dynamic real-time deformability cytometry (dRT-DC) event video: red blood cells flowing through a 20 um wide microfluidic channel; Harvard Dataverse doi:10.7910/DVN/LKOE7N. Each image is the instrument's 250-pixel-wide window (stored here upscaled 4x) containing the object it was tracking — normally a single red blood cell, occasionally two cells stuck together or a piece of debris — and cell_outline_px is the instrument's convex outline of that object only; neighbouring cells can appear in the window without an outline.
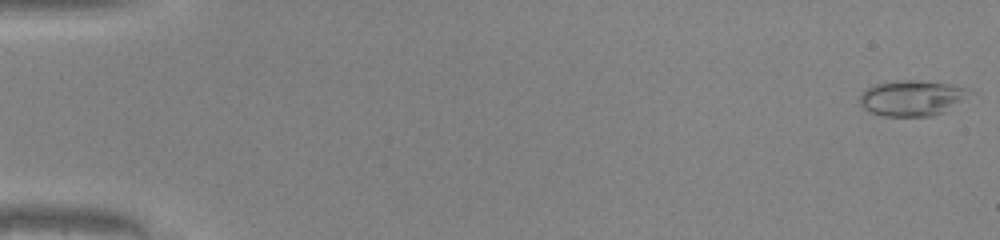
{"species": "common noctule bat (a hibernating species)", "species_latin": "Nyctalus noctula", "temperature_condition": "warm", "stored_images_in_passage": 51, "camera_frame_rate_fps": 3000, "um_per_image_px": 0.085, "animal": {"sex": "male", "body_mass_g": 20.0, "forearm_length_mm": 53.3}, "frame": {"image": 1, "passage_image": 1, "time_ms": 0.0, "image_size_px": [1000, 240], "cell_outline_px": [[976, 92], [948, 112], [932, 116], [884, 116], [872, 112], [864, 108], [860, 104], [860, 92], [872, 84], [892, 80], [920, 80], [948, 84], [968, 88]], "centroid_in_image_um": [77.57, 8.32], "position_along_channel_um": 7.4, "area_um2": 23.47}}
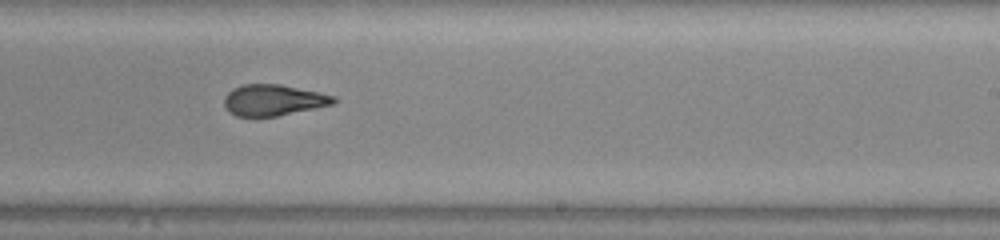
{"frame": {"image": 2, "passage_image": 32, "time_ms": 10.333, "image_size_px": [1000, 240], "cell_outline_px": [[336, 100], [332, 104], [276, 116], [236, 116], [228, 112], [224, 104], [224, 96], [232, 88], [244, 84], [280, 84], [336, 96]], "centroid_in_image_um": [23.18, 8.5], "position_along_channel_um": 265.8, "area_um2": 19.65}}
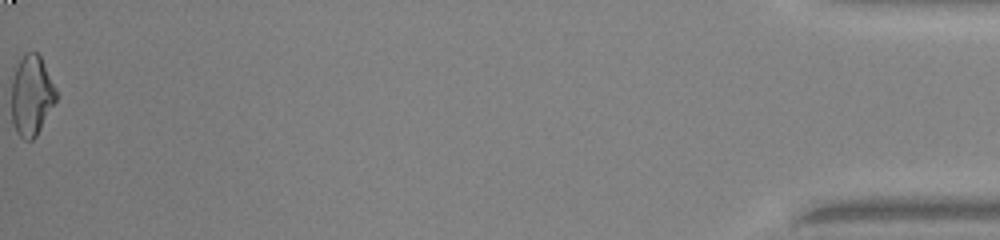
{"frame": {"image": 3, "passage_image": 51, "time_ms": 16.667, "image_size_px": [1000, 240], "cell_outline_px": [[56, 100], [36, 136], [32, 140], [24, 140], [16, 132], [12, 120], [12, 80], [16, 68], [24, 52], [36, 52], [40, 56], [56, 88]], "centroid_in_image_um": [2.67, 8.12], "position_along_channel_um": 432.5, "area_um2": 20.63}, "authors_computed_cell_mechanics": {"area_um2": 21.097, "velocity_mm_per_s": 4.1514, "shape_relaxation_time_tau1_ms": null, "shape_relaxation_time_tau2_ms": 1.8411, "deformation_change_tau1": null, "deformation_change_tau2": 0.0872}}